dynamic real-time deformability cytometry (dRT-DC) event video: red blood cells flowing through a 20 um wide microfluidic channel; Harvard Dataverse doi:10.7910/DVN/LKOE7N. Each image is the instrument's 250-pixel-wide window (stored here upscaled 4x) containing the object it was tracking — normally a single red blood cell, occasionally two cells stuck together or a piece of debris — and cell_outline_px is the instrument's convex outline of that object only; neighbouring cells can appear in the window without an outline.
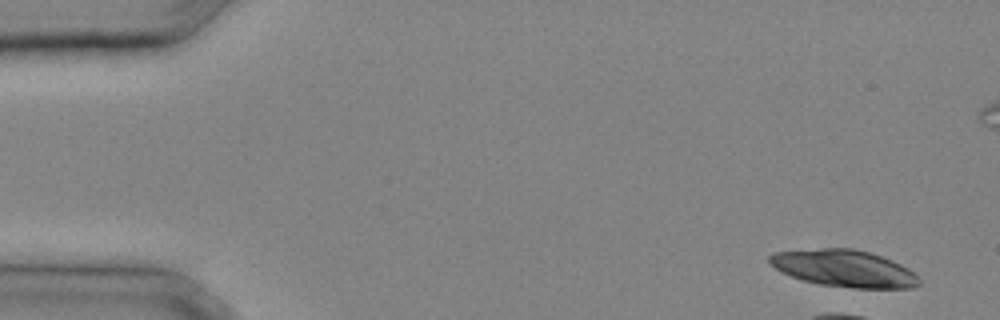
{"species": "common noctule bat (a hibernating species)", "species_latin": "Nyctalus noctula", "temperature_condition": "cold", "stored_images_in_passage": 3, "camera_frame_rate_fps": 3000, "um_per_image_px": 0.085, "animal": {"sex": "male", "body_mass_g": 20.4}, "frame": {"image": 1, "passage_image": 1, "time_ms": 0.0, "image_size_px": [1000, 320], "cell_outline_px": [[920, 284], [912, 288], [852, 288], [820, 284], [804, 280], [780, 272], [768, 260], [768, 256], [772, 252], [820, 248], [852, 248], [868, 252], [892, 260], [908, 268], [920, 280]], "centroid_in_image_um": [71.73, 22.81], "position_along_channel_um": 13.3, "area_um2": 32.08}}